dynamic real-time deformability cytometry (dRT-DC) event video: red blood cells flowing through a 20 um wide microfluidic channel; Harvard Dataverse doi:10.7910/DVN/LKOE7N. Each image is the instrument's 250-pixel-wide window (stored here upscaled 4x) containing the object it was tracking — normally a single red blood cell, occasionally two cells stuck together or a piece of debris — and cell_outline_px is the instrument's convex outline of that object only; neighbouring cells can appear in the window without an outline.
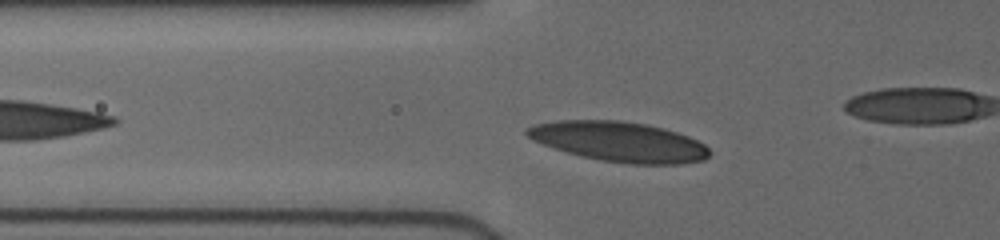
{"species": "human", "species_latin": "Homo sapiens", "temperature_condition": "cold", "stored_images_in_passage": 30, "camera_frame_rate_fps": 3000, "um_per_image_px": 0.085, "donor": {"sex": "female"}, "frame": {"image": 1, "passage_image": 5, "time_ms": 1.333, "image_size_px": [1000, 240], "cell_outline_px": [[712, 152], [704, 160], [680, 164], [628, 164], [600, 160], [580, 156], [552, 148], [532, 140], [524, 132], [524, 128], [532, 124], [556, 120], [620, 120], [644, 124], [664, 128], [688, 136], [704, 144]], "centroid_in_image_um": [52.58, 12.04], "position_along_channel_um": 73.2, "area_um2": 42.83}}
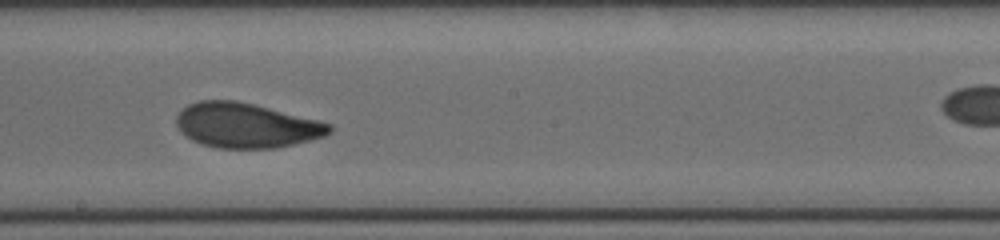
{"frame": {"image": 2, "passage_image": 16, "time_ms": 5.333, "image_size_px": [1000, 240], "cell_outline_px": [[332, 132], [324, 136], [276, 148], [216, 148], [200, 144], [184, 136], [180, 132], [176, 124], [176, 116], [188, 104], [200, 100], [236, 100], [332, 124]], "centroid_in_image_um": [20.87, 10.67], "position_along_channel_um": 227.3, "area_um2": 39.71}}
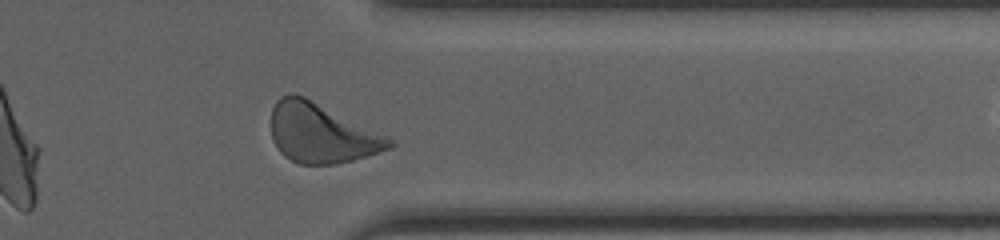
{"frame": {"image": 3, "passage_image": 28, "time_ms": 9.333, "image_size_px": [1000, 240], "cell_outline_px": [[396, 144], [392, 148], [352, 160], [336, 164], [300, 164], [284, 156], [280, 152], [272, 140], [272, 108], [276, 100], [280, 96], [292, 92], [296, 92], [388, 136]], "centroid_in_image_um": [27.31, 11.31], "position_along_channel_um": 384.1, "area_um2": 40.98}, "authors_computed_cell_mechanics": {"area_um2": 39.7664, "velocity_mm_per_s": 3.9406, "shape_relaxation_time_tau1_ms": 2.5639, "shape_relaxation_time_tau2_ms": 1.2802, "deformation_change_tau1": 0.1375, "deformation_change_tau2": 0.07}}